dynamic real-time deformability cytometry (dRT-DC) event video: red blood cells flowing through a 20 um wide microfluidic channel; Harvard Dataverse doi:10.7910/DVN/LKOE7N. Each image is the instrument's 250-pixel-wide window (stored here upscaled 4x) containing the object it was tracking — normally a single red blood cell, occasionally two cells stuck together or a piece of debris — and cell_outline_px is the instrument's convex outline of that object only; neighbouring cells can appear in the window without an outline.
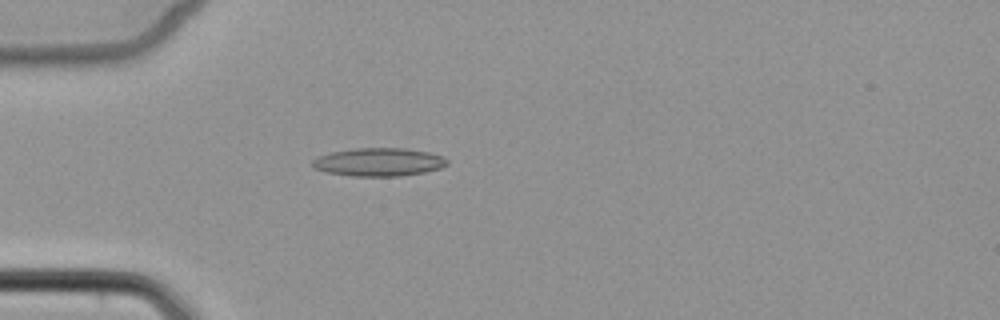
{"species": "common noctule bat (a hibernating species)", "species_latin": "Nyctalus noctula", "temperature_condition": "cold", "stored_images_in_passage": 5, "camera_frame_rate_fps": 3000, "um_per_image_px": 0.085, "animal": {"sex": "female", "body_mass_g": 22.7, "forearm_length_mm": 54.2}, "frame": {"image": 1, "passage_image": 5, "time_ms": 4.667, "image_size_px": [1000, 320], "cell_outline_px": [[448, 164], [440, 168], [424, 172], [400, 176], [352, 176], [324, 172], [312, 168], [312, 160], [316, 156], [332, 152], [352, 148], [404, 148], [428, 152], [444, 156], [448, 160]], "centroid_in_image_um": [32.16, 13.77], "position_along_channel_um": 52.8, "area_um2": 22.37}}